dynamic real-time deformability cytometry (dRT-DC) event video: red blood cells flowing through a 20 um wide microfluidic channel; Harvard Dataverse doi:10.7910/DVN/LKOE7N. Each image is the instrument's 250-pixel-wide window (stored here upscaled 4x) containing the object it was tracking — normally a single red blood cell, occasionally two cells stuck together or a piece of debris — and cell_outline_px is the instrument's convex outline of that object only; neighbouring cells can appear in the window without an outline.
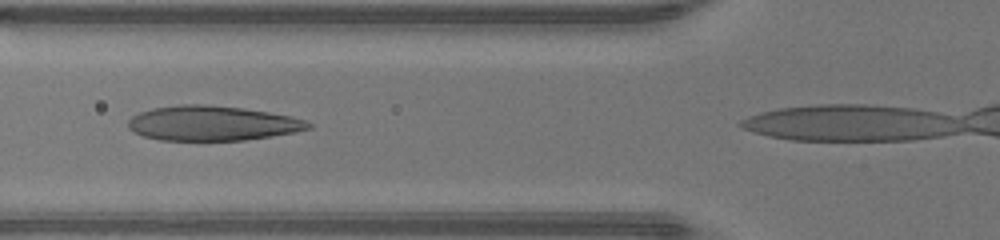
{"species": "human", "species_latin": "Homo sapiens", "temperature_condition": "warm", "stored_images_in_passage": 10, "camera_frame_rate_fps": 3000, "um_per_image_px": 0.085, "donor": {"sex": "male"}, "frame": {"image": 1, "passage_image": 4, "time_ms": 1.0, "image_size_px": [1000, 240], "cell_outline_px": [[312, 128], [272, 136], [244, 140], [160, 140], [144, 136], [128, 128], [128, 120], [132, 116], [140, 112], [152, 108], [180, 104], [208, 104], [244, 108], [292, 116], [304, 120], [312, 124]], "centroid_in_image_um": [18.04, 10.46], "position_along_channel_um": 107.8, "area_um2": 36.53}}
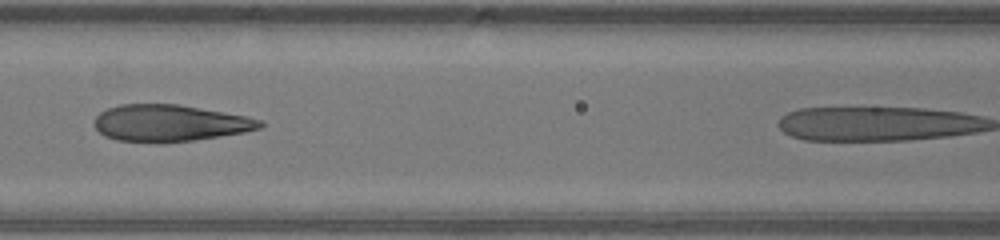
{"frame": {"image": 2, "passage_image": 7, "time_ms": 2.0, "image_size_px": [1000, 240], "cell_outline_px": [[264, 124], [260, 128], [244, 132], [192, 140], [116, 140], [104, 136], [96, 128], [96, 116], [100, 112], [108, 108], [120, 104], [176, 104], [244, 116], [264, 120]], "centroid_in_image_um": [14.44, 10.43], "position_along_channel_um": 152.2, "area_um2": 34.22}}